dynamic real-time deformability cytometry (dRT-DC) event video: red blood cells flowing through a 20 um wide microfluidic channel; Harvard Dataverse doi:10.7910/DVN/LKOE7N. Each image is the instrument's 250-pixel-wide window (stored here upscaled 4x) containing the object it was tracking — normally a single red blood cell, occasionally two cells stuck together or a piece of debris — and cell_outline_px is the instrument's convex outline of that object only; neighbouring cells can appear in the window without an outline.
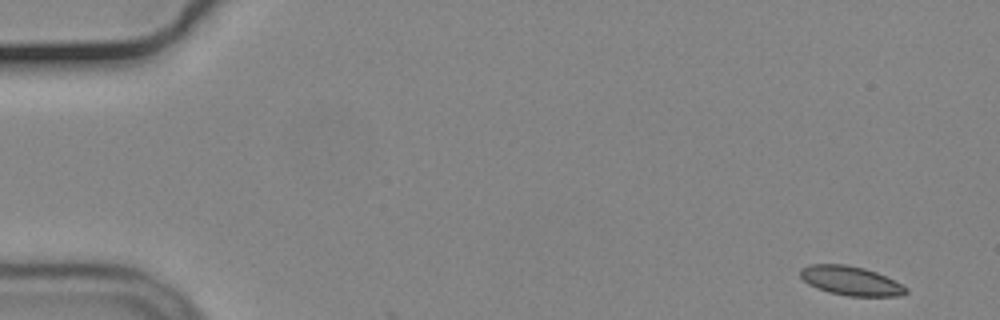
{"species": "common noctule bat (a hibernating species)", "species_latin": "Nyctalus noctula", "temperature_condition": "cold", "stored_images_in_passage": 54, "camera_frame_rate_fps": 3000, "um_per_image_px": 0.085, "animal": {"sex": "male", "body_mass_g": 19.2, "forearm_length_mm": 51.8}, "frame": {"image": 1, "passage_image": 1, "time_ms": 0.0, "image_size_px": [1000, 320], "cell_outline_px": [[908, 292], [896, 296], [848, 296], [828, 292], [816, 288], [808, 284], [800, 276], [800, 268], [808, 264], [848, 264], [864, 268], [876, 272], [908, 288]], "centroid_in_image_um": [72.26, 23.86], "position_along_channel_um": 12.7, "area_um2": 17.92}}
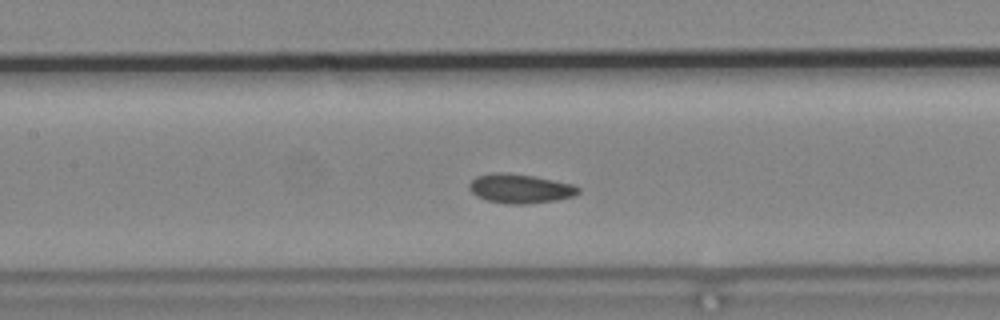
{"frame": {"image": 2, "passage_image": 24, "time_ms": 7.667, "image_size_px": [1000, 320], "cell_outline_px": [[580, 192], [572, 196], [556, 200], [528, 204], [504, 204], [488, 200], [476, 196], [468, 188], [468, 184], [476, 176], [496, 172], [504, 172], [532, 176], [572, 184], [580, 188]], "centroid_in_image_um": [44.17, 16.03], "position_along_channel_um": 163.2, "area_um2": 18.5}}
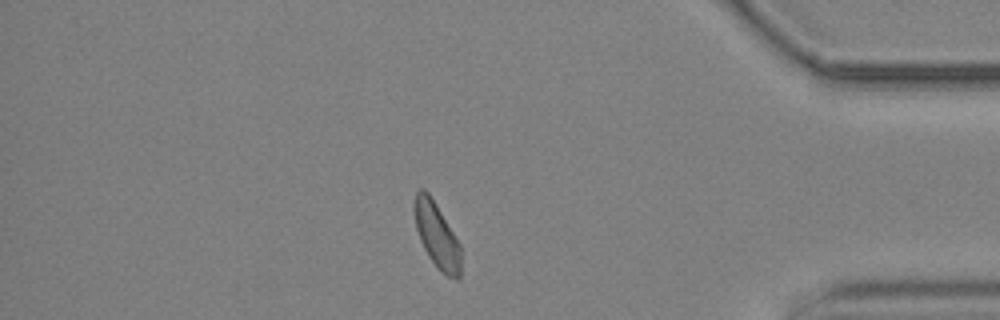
{"frame": {"image": 3, "passage_image": 46, "time_ms": 15.0, "image_size_px": [1000, 320], "cell_outline_px": [[460, 280], [456, 280], [448, 276], [428, 256], [420, 240], [416, 228], [416, 192], [420, 188], [424, 188], [428, 192], [436, 204], [460, 244]], "centroid_in_image_um": [37.16, 20.01], "position_along_channel_um": 398.0, "area_um2": 16.99}, "authors_computed_cell_mechanics": {"area_um2": 18.1781, "velocity_mm_per_s": 3.6733, "shape_relaxation_time_tau1_ms": 6.6095, "shape_relaxation_time_tau2_ms": 4.0342, "deformation_change_tau1": 0.1072, "deformation_change_tau2": 0.083}}